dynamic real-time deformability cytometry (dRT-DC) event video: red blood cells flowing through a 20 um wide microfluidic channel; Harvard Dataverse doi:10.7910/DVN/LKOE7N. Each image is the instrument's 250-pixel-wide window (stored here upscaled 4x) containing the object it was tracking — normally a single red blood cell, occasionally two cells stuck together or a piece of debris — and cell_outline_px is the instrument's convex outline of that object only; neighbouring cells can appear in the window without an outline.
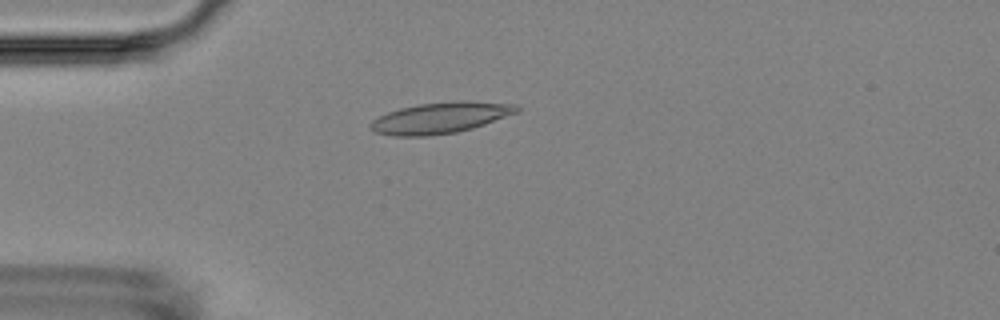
{"species": "Egyptian fruit bat (a non-hibernating species)", "species_latin": "Rousettus aegyptiacus", "temperature_condition": "room temperature", "stored_images_in_passage": 1, "camera_frame_rate_fps": 3000, "um_per_image_px": 0.085, "animal": {"sex": "female"}, "frame": {"image": 1, "passage_image": 1, "time_ms": 0.0, "image_size_px": [1000, 320], "cell_outline_px": [[520, 112], [472, 128], [456, 132], [428, 136], [392, 136], [376, 132], [368, 128], [368, 124], [372, 120], [388, 112], [400, 108], [420, 104], [460, 100], [516, 104], [520, 108]], "centroid_in_image_um": [37.43, 10.01], "position_along_channel_um": 47.6, "area_um2": 26.53}}